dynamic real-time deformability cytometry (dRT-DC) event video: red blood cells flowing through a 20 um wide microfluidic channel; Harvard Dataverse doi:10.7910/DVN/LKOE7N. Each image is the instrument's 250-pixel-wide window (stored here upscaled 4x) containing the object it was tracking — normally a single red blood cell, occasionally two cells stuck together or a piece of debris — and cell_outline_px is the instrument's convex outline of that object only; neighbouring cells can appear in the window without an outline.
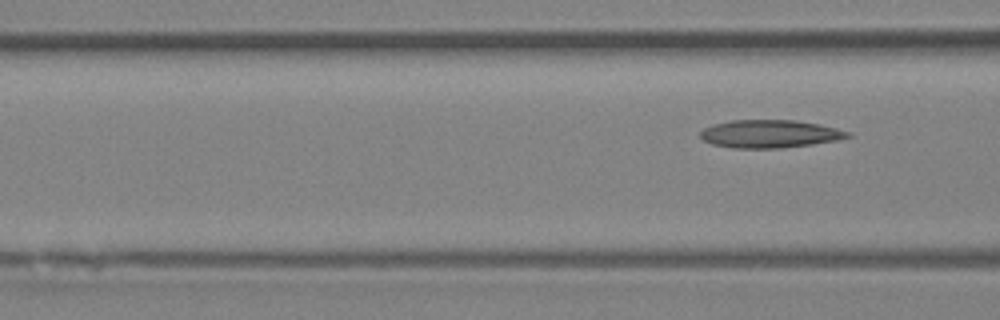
{"species": "Egyptian fruit bat (a non-hibernating species)", "species_latin": "Rousettus aegyptiacus", "temperature_condition": "room temperature", "stored_images_in_passage": 7, "segment_of_instrument_passage": [2, 2], "camera_frame_rate_fps": 3000, "um_per_image_px": 0.085, "animal": {"sex": "female"}, "frame": {"image": 1, "passage_image": 7, "time_ms": 7.667, "image_size_px": [1000, 320], "cell_outline_px": [[852, 136], [836, 140], [812, 144], [780, 148], [732, 148], [712, 144], [704, 140], [700, 136], [700, 132], [704, 128], [712, 124], [732, 120], [796, 120], [820, 124], [852, 132]], "centroid_in_image_um": [65.44, 11.37], "position_along_channel_um": 101.2, "area_um2": 24.04}}